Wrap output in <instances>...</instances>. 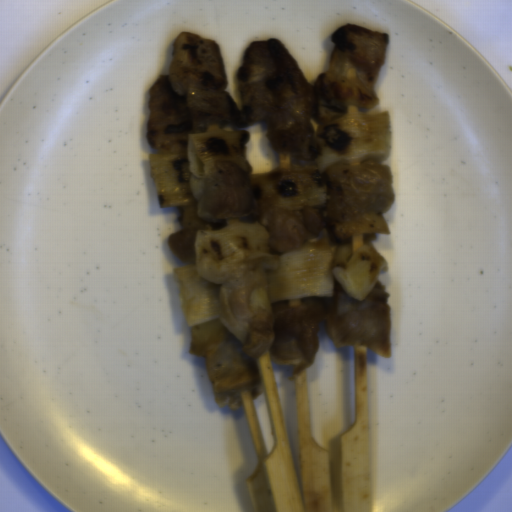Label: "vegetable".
Wrapping results in <instances>:
<instances>
[{
  "label": "vegetable",
  "instance_id": "obj_2",
  "mask_svg": "<svg viewBox=\"0 0 512 512\" xmlns=\"http://www.w3.org/2000/svg\"><path fill=\"white\" fill-rule=\"evenodd\" d=\"M391 120L388 111L347 112L319 125L315 139L321 155L316 166L293 164L290 170L275 167L252 172L246 159L247 128L190 132L187 151L149 153V178L153 181L159 206L181 208L198 205L191 192L190 175L202 177L209 161L233 163L243 171L256 201L255 210L271 207L303 210L312 206L327 216L328 192L322 172L338 161L360 165L388 159L391 147Z\"/></svg>",
  "mask_w": 512,
  "mask_h": 512
},
{
  "label": "vegetable",
  "instance_id": "obj_3",
  "mask_svg": "<svg viewBox=\"0 0 512 512\" xmlns=\"http://www.w3.org/2000/svg\"><path fill=\"white\" fill-rule=\"evenodd\" d=\"M330 226H334V236L343 239L351 234H367L375 232L378 234L390 235V230L382 216L373 212L348 215L342 222L329 221Z\"/></svg>",
  "mask_w": 512,
  "mask_h": 512
},
{
  "label": "vegetable",
  "instance_id": "obj_1",
  "mask_svg": "<svg viewBox=\"0 0 512 512\" xmlns=\"http://www.w3.org/2000/svg\"><path fill=\"white\" fill-rule=\"evenodd\" d=\"M270 233L260 222H231L223 228L197 232L194 262L172 268L179 284L181 309L189 328L218 319L223 284L236 274L262 268L269 298L288 301L292 308L303 298H334V282L362 301L389 272L383 255L371 242L353 252L352 244H335L324 228L302 247L271 254Z\"/></svg>",
  "mask_w": 512,
  "mask_h": 512
}]
</instances>
